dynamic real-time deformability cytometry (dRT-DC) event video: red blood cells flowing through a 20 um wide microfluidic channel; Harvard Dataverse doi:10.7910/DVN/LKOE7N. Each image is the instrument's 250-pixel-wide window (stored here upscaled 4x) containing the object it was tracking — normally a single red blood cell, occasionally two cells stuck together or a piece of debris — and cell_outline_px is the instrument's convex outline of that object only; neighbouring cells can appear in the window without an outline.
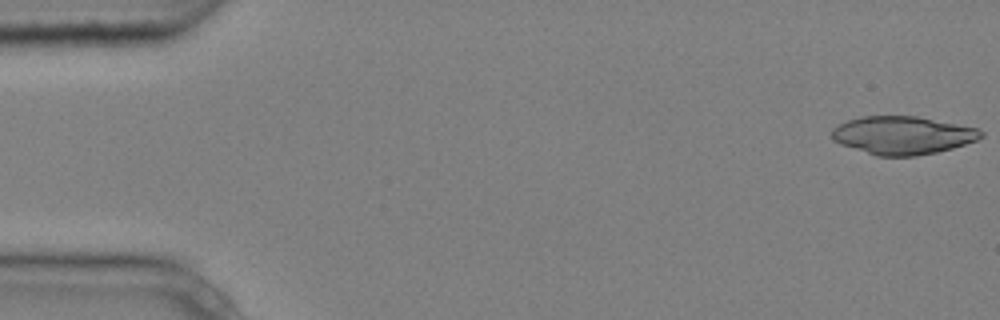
{"species": "common noctule bat (a hibernating species)", "species_latin": "Nyctalus noctula", "temperature_condition": "cold", "stored_images_in_passage": 5, "camera_frame_rate_fps": 3000, "um_per_image_px": 0.085, "animal": {"sex": "male", "body_mass_g": 20.4}, "frame": {"image": 1, "passage_image": 1, "time_ms": 0.0, "image_size_px": [1000, 320], "cell_outline_px": [[984, 136], [976, 140], [952, 148], [936, 152], [916, 156], [876, 156], [840, 144], [832, 136], [832, 128], [848, 120], [864, 116], [916, 116], [976, 128], [984, 132]], "centroid_in_image_um": [76.72, 11.5], "position_along_channel_um": 8.3, "area_um2": 32.77}}